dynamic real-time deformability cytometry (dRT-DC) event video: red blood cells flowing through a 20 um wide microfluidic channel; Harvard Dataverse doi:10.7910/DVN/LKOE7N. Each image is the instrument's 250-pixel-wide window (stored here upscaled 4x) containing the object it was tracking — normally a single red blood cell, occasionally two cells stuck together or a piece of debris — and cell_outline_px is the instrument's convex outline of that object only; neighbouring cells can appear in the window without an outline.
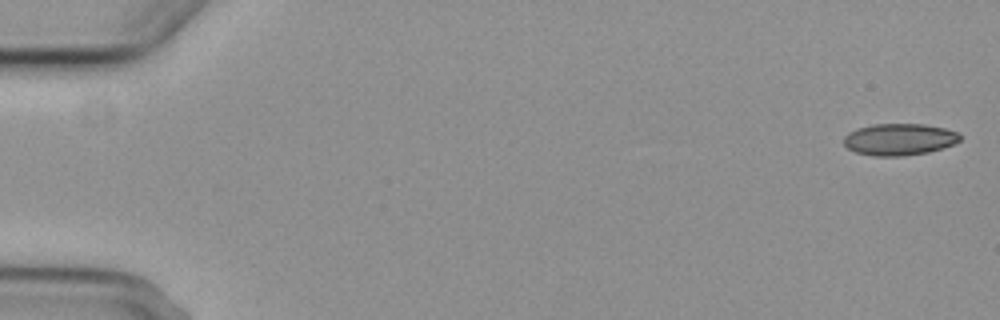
{"species": "common noctule bat (a hibernating species)", "species_latin": "Nyctalus noctula", "temperature_condition": "cold", "stored_images_in_passage": 5, "camera_frame_rate_fps": 3000, "um_per_image_px": 0.085, "animal": {"sex": "female", "body_mass_g": 29.2, "forearm_length_mm": 56.3}, "frame": {"image": 1, "passage_image": 1, "time_ms": 0.0, "image_size_px": [1000, 320], "cell_outline_px": [[960, 140], [952, 144], [928, 152], [904, 156], [872, 156], [856, 152], [848, 148], [844, 144], [844, 136], [848, 132], [856, 128], [872, 124], [924, 124], [944, 128], [960, 132]], "centroid_in_image_um": [76.41, 11.84], "position_along_channel_um": 8.6, "area_um2": 21.56}}
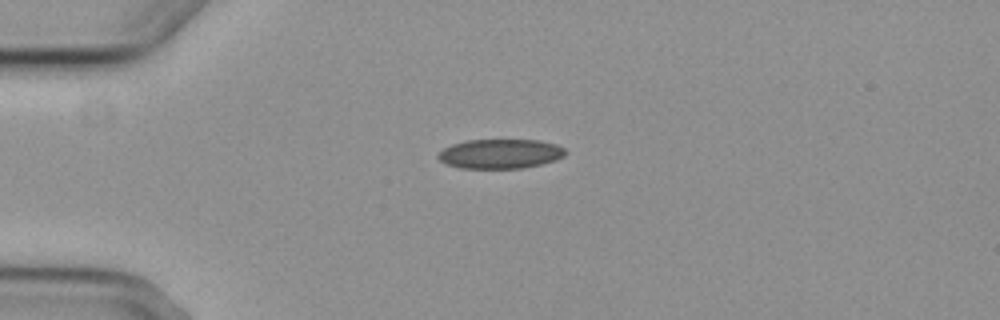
{"frame": {"image": 2, "passage_image": 4, "time_ms": 4.333, "image_size_px": [1000, 320], "cell_outline_px": [[564, 156], [556, 160], [540, 164], [520, 168], [460, 168], [448, 164], [440, 160], [436, 156], [444, 148], [452, 144], [468, 140], [540, 140], [556, 144], [564, 148]], "centroid_in_image_um": [42.52, 13.07], "position_along_channel_um": 42.5, "area_um2": 21.68}}